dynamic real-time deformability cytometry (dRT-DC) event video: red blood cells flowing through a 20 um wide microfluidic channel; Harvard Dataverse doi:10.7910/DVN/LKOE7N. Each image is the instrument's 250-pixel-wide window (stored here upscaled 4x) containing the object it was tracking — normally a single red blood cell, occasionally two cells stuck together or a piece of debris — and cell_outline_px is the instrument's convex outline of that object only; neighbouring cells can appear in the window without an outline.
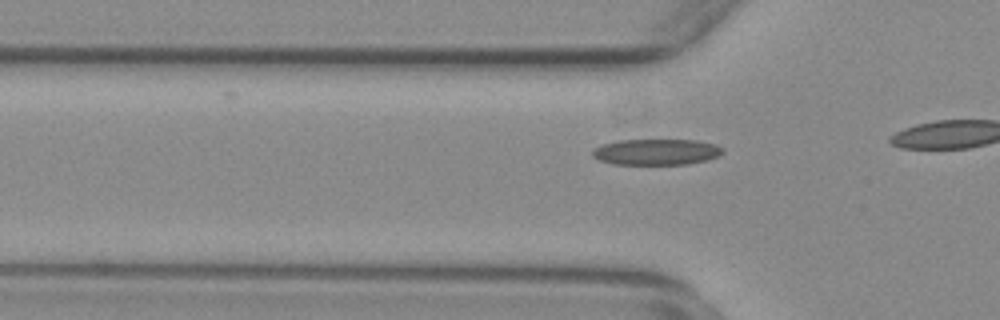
{"species": "common noctule bat (a hibernating species)", "species_latin": "Nyctalus noctula", "temperature_condition": "warm", "stored_images_in_passage": 13, "camera_frame_rate_fps": 3000, "um_per_image_px": 0.085, "animal": {"sex": "female", "body_mass_g": 29.2, "forearm_length_mm": 56.3}, "frame": {"image": 1, "passage_image": 10, "time_ms": 3.0, "image_size_px": [1000, 320], "cell_outline_px": [[724, 152], [708, 160], [688, 164], [612, 164], [600, 160], [592, 156], [592, 148], [616, 140], [696, 140], [716, 144], [724, 148]], "centroid_in_image_um": [55.79, 12.91], "position_along_channel_um": 70.0, "area_um2": 19.83}}